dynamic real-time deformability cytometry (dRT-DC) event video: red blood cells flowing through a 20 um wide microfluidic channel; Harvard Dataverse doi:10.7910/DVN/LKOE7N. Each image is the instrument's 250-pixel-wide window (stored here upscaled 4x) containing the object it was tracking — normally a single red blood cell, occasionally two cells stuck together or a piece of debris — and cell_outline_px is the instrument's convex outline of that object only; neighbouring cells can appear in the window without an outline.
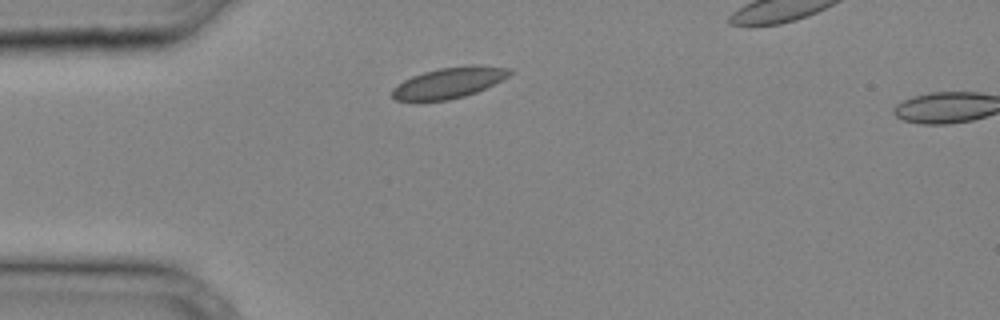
{"species": "common noctule bat (a hibernating species)", "species_latin": "Nyctalus noctula", "temperature_condition": "cold", "stored_images_in_passage": 2, "camera_frame_rate_fps": 3000, "um_per_image_px": 0.085, "animal": {"sex": "male", "body_mass_g": 20.4}, "frame": {"image": 1, "passage_image": 1, "time_ms": 0.0, "image_size_px": [1000, 320], "cell_outline_px": [[508, 72], [500, 80], [484, 88], [460, 96], [444, 100], [396, 100], [392, 96], [392, 92], [400, 84], [416, 76], [428, 72], [444, 68], [500, 68]], "centroid_in_image_um": [38.02, 7.1], "position_along_channel_um": 47.0, "area_um2": 18.5}}